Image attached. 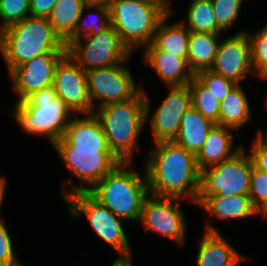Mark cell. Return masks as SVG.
<instances>
[{
  "label": "cell",
  "mask_w": 267,
  "mask_h": 266,
  "mask_svg": "<svg viewBox=\"0 0 267 266\" xmlns=\"http://www.w3.org/2000/svg\"><path fill=\"white\" fill-rule=\"evenodd\" d=\"M4 223L0 221V266H19L23 263L17 259L11 235Z\"/></svg>",
  "instance_id": "cell-35"
},
{
  "label": "cell",
  "mask_w": 267,
  "mask_h": 266,
  "mask_svg": "<svg viewBox=\"0 0 267 266\" xmlns=\"http://www.w3.org/2000/svg\"><path fill=\"white\" fill-rule=\"evenodd\" d=\"M144 170L150 194L196 204L201 171L193 153L173 141L154 143L146 156Z\"/></svg>",
  "instance_id": "cell-1"
},
{
  "label": "cell",
  "mask_w": 267,
  "mask_h": 266,
  "mask_svg": "<svg viewBox=\"0 0 267 266\" xmlns=\"http://www.w3.org/2000/svg\"><path fill=\"white\" fill-rule=\"evenodd\" d=\"M210 69L237 84H241L249 75L256 76L251 63V45L245 30L220 40Z\"/></svg>",
  "instance_id": "cell-15"
},
{
  "label": "cell",
  "mask_w": 267,
  "mask_h": 266,
  "mask_svg": "<svg viewBox=\"0 0 267 266\" xmlns=\"http://www.w3.org/2000/svg\"><path fill=\"white\" fill-rule=\"evenodd\" d=\"M251 144L246 152H248L253 167L267 174V145L257 135Z\"/></svg>",
  "instance_id": "cell-36"
},
{
  "label": "cell",
  "mask_w": 267,
  "mask_h": 266,
  "mask_svg": "<svg viewBox=\"0 0 267 266\" xmlns=\"http://www.w3.org/2000/svg\"><path fill=\"white\" fill-rule=\"evenodd\" d=\"M6 177L0 176V210L2 207V202L4 200V196L6 194V187H7V180L5 179ZM1 212V211H0ZM0 221H2V219L0 218Z\"/></svg>",
  "instance_id": "cell-40"
},
{
  "label": "cell",
  "mask_w": 267,
  "mask_h": 266,
  "mask_svg": "<svg viewBox=\"0 0 267 266\" xmlns=\"http://www.w3.org/2000/svg\"><path fill=\"white\" fill-rule=\"evenodd\" d=\"M234 129L215 124L209 131L202 148L196 155V161L199 170L214 166L232 158L241 150L243 144L234 147V137H239L240 134H232ZM235 149H234V148Z\"/></svg>",
  "instance_id": "cell-20"
},
{
  "label": "cell",
  "mask_w": 267,
  "mask_h": 266,
  "mask_svg": "<svg viewBox=\"0 0 267 266\" xmlns=\"http://www.w3.org/2000/svg\"><path fill=\"white\" fill-rule=\"evenodd\" d=\"M85 9H88L87 13L84 12L86 11ZM109 25L110 15L108 4L87 3L82 10V14L80 16V19L78 20L73 34L65 41L66 48L73 41L82 38V36L85 37L89 34L100 33Z\"/></svg>",
  "instance_id": "cell-27"
},
{
  "label": "cell",
  "mask_w": 267,
  "mask_h": 266,
  "mask_svg": "<svg viewBox=\"0 0 267 266\" xmlns=\"http://www.w3.org/2000/svg\"><path fill=\"white\" fill-rule=\"evenodd\" d=\"M30 16V0H0V31Z\"/></svg>",
  "instance_id": "cell-32"
},
{
  "label": "cell",
  "mask_w": 267,
  "mask_h": 266,
  "mask_svg": "<svg viewBox=\"0 0 267 266\" xmlns=\"http://www.w3.org/2000/svg\"><path fill=\"white\" fill-rule=\"evenodd\" d=\"M52 86L75 115L93 114L94 109L87 89L86 71L68 53L55 67Z\"/></svg>",
  "instance_id": "cell-14"
},
{
  "label": "cell",
  "mask_w": 267,
  "mask_h": 266,
  "mask_svg": "<svg viewBox=\"0 0 267 266\" xmlns=\"http://www.w3.org/2000/svg\"><path fill=\"white\" fill-rule=\"evenodd\" d=\"M257 136L267 145V130L264 132L261 128L257 129Z\"/></svg>",
  "instance_id": "cell-42"
},
{
  "label": "cell",
  "mask_w": 267,
  "mask_h": 266,
  "mask_svg": "<svg viewBox=\"0 0 267 266\" xmlns=\"http://www.w3.org/2000/svg\"><path fill=\"white\" fill-rule=\"evenodd\" d=\"M265 107H266V109H267V98H266V100H265Z\"/></svg>",
  "instance_id": "cell-44"
},
{
  "label": "cell",
  "mask_w": 267,
  "mask_h": 266,
  "mask_svg": "<svg viewBox=\"0 0 267 266\" xmlns=\"http://www.w3.org/2000/svg\"><path fill=\"white\" fill-rule=\"evenodd\" d=\"M127 62L86 71L88 94L94 110L112 102L128 101L142 89V84L133 79Z\"/></svg>",
  "instance_id": "cell-11"
},
{
  "label": "cell",
  "mask_w": 267,
  "mask_h": 266,
  "mask_svg": "<svg viewBox=\"0 0 267 266\" xmlns=\"http://www.w3.org/2000/svg\"><path fill=\"white\" fill-rule=\"evenodd\" d=\"M58 0H30V16L48 17Z\"/></svg>",
  "instance_id": "cell-37"
},
{
  "label": "cell",
  "mask_w": 267,
  "mask_h": 266,
  "mask_svg": "<svg viewBox=\"0 0 267 266\" xmlns=\"http://www.w3.org/2000/svg\"><path fill=\"white\" fill-rule=\"evenodd\" d=\"M67 52H49L17 66L10 73L12 90L18 95V103L32 93L53 85L54 70Z\"/></svg>",
  "instance_id": "cell-16"
},
{
  "label": "cell",
  "mask_w": 267,
  "mask_h": 266,
  "mask_svg": "<svg viewBox=\"0 0 267 266\" xmlns=\"http://www.w3.org/2000/svg\"><path fill=\"white\" fill-rule=\"evenodd\" d=\"M131 256H118L110 266H134L132 263Z\"/></svg>",
  "instance_id": "cell-39"
},
{
  "label": "cell",
  "mask_w": 267,
  "mask_h": 266,
  "mask_svg": "<svg viewBox=\"0 0 267 266\" xmlns=\"http://www.w3.org/2000/svg\"><path fill=\"white\" fill-rule=\"evenodd\" d=\"M190 32L221 34L225 32L217 23L211 0H192L187 8L186 23Z\"/></svg>",
  "instance_id": "cell-28"
},
{
  "label": "cell",
  "mask_w": 267,
  "mask_h": 266,
  "mask_svg": "<svg viewBox=\"0 0 267 266\" xmlns=\"http://www.w3.org/2000/svg\"><path fill=\"white\" fill-rule=\"evenodd\" d=\"M88 3H103L109 4L112 0H86Z\"/></svg>",
  "instance_id": "cell-43"
},
{
  "label": "cell",
  "mask_w": 267,
  "mask_h": 266,
  "mask_svg": "<svg viewBox=\"0 0 267 266\" xmlns=\"http://www.w3.org/2000/svg\"><path fill=\"white\" fill-rule=\"evenodd\" d=\"M93 114L101 124L110 150L121 162H133V155L139 150L138 137L147 125L143 88L132 99L103 105Z\"/></svg>",
  "instance_id": "cell-2"
},
{
  "label": "cell",
  "mask_w": 267,
  "mask_h": 266,
  "mask_svg": "<svg viewBox=\"0 0 267 266\" xmlns=\"http://www.w3.org/2000/svg\"><path fill=\"white\" fill-rule=\"evenodd\" d=\"M143 53L145 64L149 66L168 86L187 85L195 76L187 59L159 50L153 43L146 45Z\"/></svg>",
  "instance_id": "cell-18"
},
{
  "label": "cell",
  "mask_w": 267,
  "mask_h": 266,
  "mask_svg": "<svg viewBox=\"0 0 267 266\" xmlns=\"http://www.w3.org/2000/svg\"><path fill=\"white\" fill-rule=\"evenodd\" d=\"M248 101L244 88L241 84H237L220 102V125L237 132L249 123L252 113Z\"/></svg>",
  "instance_id": "cell-24"
},
{
  "label": "cell",
  "mask_w": 267,
  "mask_h": 266,
  "mask_svg": "<svg viewBox=\"0 0 267 266\" xmlns=\"http://www.w3.org/2000/svg\"><path fill=\"white\" fill-rule=\"evenodd\" d=\"M258 215L267 218V200L266 202L257 210Z\"/></svg>",
  "instance_id": "cell-41"
},
{
  "label": "cell",
  "mask_w": 267,
  "mask_h": 266,
  "mask_svg": "<svg viewBox=\"0 0 267 266\" xmlns=\"http://www.w3.org/2000/svg\"><path fill=\"white\" fill-rule=\"evenodd\" d=\"M249 197L258 210L267 200V174L255 167L250 174Z\"/></svg>",
  "instance_id": "cell-34"
},
{
  "label": "cell",
  "mask_w": 267,
  "mask_h": 266,
  "mask_svg": "<svg viewBox=\"0 0 267 266\" xmlns=\"http://www.w3.org/2000/svg\"><path fill=\"white\" fill-rule=\"evenodd\" d=\"M207 220L204 234L200 240L196 257V266H237L247 257L240 254L233 245L227 241L219 229ZM212 223V224H211Z\"/></svg>",
  "instance_id": "cell-17"
},
{
  "label": "cell",
  "mask_w": 267,
  "mask_h": 266,
  "mask_svg": "<svg viewBox=\"0 0 267 266\" xmlns=\"http://www.w3.org/2000/svg\"><path fill=\"white\" fill-rule=\"evenodd\" d=\"M53 146L67 170L83 184L76 185L71 178L66 179L62 182L63 199L75 192H88L121 163L113 152H98V149H76L63 138L58 139Z\"/></svg>",
  "instance_id": "cell-7"
},
{
  "label": "cell",
  "mask_w": 267,
  "mask_h": 266,
  "mask_svg": "<svg viewBox=\"0 0 267 266\" xmlns=\"http://www.w3.org/2000/svg\"><path fill=\"white\" fill-rule=\"evenodd\" d=\"M214 126L215 123L191 106L183 115L178 135L173 142L197 155Z\"/></svg>",
  "instance_id": "cell-22"
},
{
  "label": "cell",
  "mask_w": 267,
  "mask_h": 266,
  "mask_svg": "<svg viewBox=\"0 0 267 266\" xmlns=\"http://www.w3.org/2000/svg\"><path fill=\"white\" fill-rule=\"evenodd\" d=\"M75 115L67 124L62 137L76 149H98V152H112L99 120L94 114Z\"/></svg>",
  "instance_id": "cell-19"
},
{
  "label": "cell",
  "mask_w": 267,
  "mask_h": 266,
  "mask_svg": "<svg viewBox=\"0 0 267 266\" xmlns=\"http://www.w3.org/2000/svg\"><path fill=\"white\" fill-rule=\"evenodd\" d=\"M110 24L122 42L133 53L152 43L160 21L166 16L143 0H112L109 4Z\"/></svg>",
  "instance_id": "cell-6"
},
{
  "label": "cell",
  "mask_w": 267,
  "mask_h": 266,
  "mask_svg": "<svg viewBox=\"0 0 267 266\" xmlns=\"http://www.w3.org/2000/svg\"><path fill=\"white\" fill-rule=\"evenodd\" d=\"M191 106L213 123L220 125V102L195 77L188 83Z\"/></svg>",
  "instance_id": "cell-29"
},
{
  "label": "cell",
  "mask_w": 267,
  "mask_h": 266,
  "mask_svg": "<svg viewBox=\"0 0 267 266\" xmlns=\"http://www.w3.org/2000/svg\"><path fill=\"white\" fill-rule=\"evenodd\" d=\"M132 162H121L88 193L115 216L125 221H138L145 198L150 194L147 177L132 167Z\"/></svg>",
  "instance_id": "cell-4"
},
{
  "label": "cell",
  "mask_w": 267,
  "mask_h": 266,
  "mask_svg": "<svg viewBox=\"0 0 267 266\" xmlns=\"http://www.w3.org/2000/svg\"><path fill=\"white\" fill-rule=\"evenodd\" d=\"M170 18L166 15L160 21L152 43L161 51L187 59L190 31L180 20L169 24Z\"/></svg>",
  "instance_id": "cell-23"
},
{
  "label": "cell",
  "mask_w": 267,
  "mask_h": 266,
  "mask_svg": "<svg viewBox=\"0 0 267 266\" xmlns=\"http://www.w3.org/2000/svg\"><path fill=\"white\" fill-rule=\"evenodd\" d=\"M180 200L183 199L149 194L144 200L139 220L144 233L152 231L179 246L185 245L188 226Z\"/></svg>",
  "instance_id": "cell-12"
},
{
  "label": "cell",
  "mask_w": 267,
  "mask_h": 266,
  "mask_svg": "<svg viewBox=\"0 0 267 266\" xmlns=\"http://www.w3.org/2000/svg\"><path fill=\"white\" fill-rule=\"evenodd\" d=\"M63 200L72 219H77L84 214L96 236L116 250L118 256H131L133 254L122 224L124 219L115 216L88 192H75Z\"/></svg>",
  "instance_id": "cell-8"
},
{
  "label": "cell",
  "mask_w": 267,
  "mask_h": 266,
  "mask_svg": "<svg viewBox=\"0 0 267 266\" xmlns=\"http://www.w3.org/2000/svg\"><path fill=\"white\" fill-rule=\"evenodd\" d=\"M83 38L73 41L67 47V53L84 71L114 66L131 60L132 52L122 42L111 24L102 32L89 34Z\"/></svg>",
  "instance_id": "cell-9"
},
{
  "label": "cell",
  "mask_w": 267,
  "mask_h": 266,
  "mask_svg": "<svg viewBox=\"0 0 267 266\" xmlns=\"http://www.w3.org/2000/svg\"><path fill=\"white\" fill-rule=\"evenodd\" d=\"M220 40V34L190 32L187 62L194 74L213 66Z\"/></svg>",
  "instance_id": "cell-25"
},
{
  "label": "cell",
  "mask_w": 267,
  "mask_h": 266,
  "mask_svg": "<svg viewBox=\"0 0 267 266\" xmlns=\"http://www.w3.org/2000/svg\"><path fill=\"white\" fill-rule=\"evenodd\" d=\"M145 120H149L153 142H170L174 141L178 135L181 120L185 112L191 107V93L187 85L168 86L169 93L165 96L151 113L150 99L145 93Z\"/></svg>",
  "instance_id": "cell-13"
},
{
  "label": "cell",
  "mask_w": 267,
  "mask_h": 266,
  "mask_svg": "<svg viewBox=\"0 0 267 266\" xmlns=\"http://www.w3.org/2000/svg\"><path fill=\"white\" fill-rule=\"evenodd\" d=\"M49 52H67V48L47 17L28 16L0 31V54L8 74L17 66Z\"/></svg>",
  "instance_id": "cell-3"
},
{
  "label": "cell",
  "mask_w": 267,
  "mask_h": 266,
  "mask_svg": "<svg viewBox=\"0 0 267 266\" xmlns=\"http://www.w3.org/2000/svg\"><path fill=\"white\" fill-rule=\"evenodd\" d=\"M195 205L220 220L245 219L258 215L249 195L198 196Z\"/></svg>",
  "instance_id": "cell-21"
},
{
  "label": "cell",
  "mask_w": 267,
  "mask_h": 266,
  "mask_svg": "<svg viewBox=\"0 0 267 266\" xmlns=\"http://www.w3.org/2000/svg\"><path fill=\"white\" fill-rule=\"evenodd\" d=\"M245 32L251 45V63L256 77H267V24L253 33Z\"/></svg>",
  "instance_id": "cell-30"
},
{
  "label": "cell",
  "mask_w": 267,
  "mask_h": 266,
  "mask_svg": "<svg viewBox=\"0 0 267 266\" xmlns=\"http://www.w3.org/2000/svg\"><path fill=\"white\" fill-rule=\"evenodd\" d=\"M86 0H58L47 17L55 32L65 42L74 32Z\"/></svg>",
  "instance_id": "cell-26"
},
{
  "label": "cell",
  "mask_w": 267,
  "mask_h": 266,
  "mask_svg": "<svg viewBox=\"0 0 267 266\" xmlns=\"http://www.w3.org/2000/svg\"><path fill=\"white\" fill-rule=\"evenodd\" d=\"M216 100H222L233 90L237 83L223 77L211 69H204L195 73L194 76Z\"/></svg>",
  "instance_id": "cell-31"
},
{
  "label": "cell",
  "mask_w": 267,
  "mask_h": 266,
  "mask_svg": "<svg viewBox=\"0 0 267 266\" xmlns=\"http://www.w3.org/2000/svg\"><path fill=\"white\" fill-rule=\"evenodd\" d=\"M261 79H262V80H264V79L267 80V77H261Z\"/></svg>",
  "instance_id": "cell-45"
},
{
  "label": "cell",
  "mask_w": 267,
  "mask_h": 266,
  "mask_svg": "<svg viewBox=\"0 0 267 266\" xmlns=\"http://www.w3.org/2000/svg\"><path fill=\"white\" fill-rule=\"evenodd\" d=\"M146 3H149L155 7H157L159 10H161L165 15L172 16V13L174 12L169 4V0H143Z\"/></svg>",
  "instance_id": "cell-38"
},
{
  "label": "cell",
  "mask_w": 267,
  "mask_h": 266,
  "mask_svg": "<svg viewBox=\"0 0 267 266\" xmlns=\"http://www.w3.org/2000/svg\"><path fill=\"white\" fill-rule=\"evenodd\" d=\"M15 104L14 112L9 114L20 129L32 136H42L52 145L64 136L68 122L75 116L53 86L36 91Z\"/></svg>",
  "instance_id": "cell-5"
},
{
  "label": "cell",
  "mask_w": 267,
  "mask_h": 266,
  "mask_svg": "<svg viewBox=\"0 0 267 266\" xmlns=\"http://www.w3.org/2000/svg\"><path fill=\"white\" fill-rule=\"evenodd\" d=\"M218 25L226 32L238 20L243 0H211Z\"/></svg>",
  "instance_id": "cell-33"
},
{
  "label": "cell",
  "mask_w": 267,
  "mask_h": 266,
  "mask_svg": "<svg viewBox=\"0 0 267 266\" xmlns=\"http://www.w3.org/2000/svg\"><path fill=\"white\" fill-rule=\"evenodd\" d=\"M252 168L243 146L232 158L201 170L198 196L248 195Z\"/></svg>",
  "instance_id": "cell-10"
}]
</instances>
